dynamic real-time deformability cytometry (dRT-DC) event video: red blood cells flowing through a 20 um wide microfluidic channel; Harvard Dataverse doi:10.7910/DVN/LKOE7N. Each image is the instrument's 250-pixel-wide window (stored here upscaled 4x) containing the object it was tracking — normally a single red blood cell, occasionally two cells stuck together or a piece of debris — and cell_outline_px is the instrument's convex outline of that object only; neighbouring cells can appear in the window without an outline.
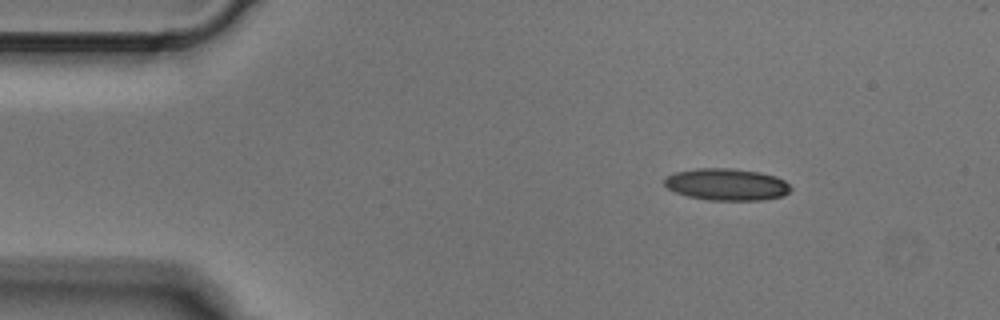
{"species": "Egyptian fruit bat (a non-hibernating species)", "species_latin": "Rousettus aegyptiacus", "temperature_condition": "cold", "stored_images_in_passage": 4, "segment_of_instrument_passage": [2, 2], "camera_frame_rate_fps": 3000, "um_per_image_px": 0.085, "animal": {"sex": "male"}, "frame": {"image": 1, "passage_image": 4, "time_ms": 1.0, "image_size_px": [1000, 320], "cell_outline_px": [[792, 188], [784, 196], [764, 200], [708, 200], [688, 196], [676, 192], [668, 188], [664, 184], [664, 180], [668, 176], [676, 172], [696, 168], [728, 168], [760, 172], [776, 176], [784, 180]], "centroid_in_image_um": [61.79, 15.68], "position_along_channel_um": 23.2, "area_um2": 23.47}}